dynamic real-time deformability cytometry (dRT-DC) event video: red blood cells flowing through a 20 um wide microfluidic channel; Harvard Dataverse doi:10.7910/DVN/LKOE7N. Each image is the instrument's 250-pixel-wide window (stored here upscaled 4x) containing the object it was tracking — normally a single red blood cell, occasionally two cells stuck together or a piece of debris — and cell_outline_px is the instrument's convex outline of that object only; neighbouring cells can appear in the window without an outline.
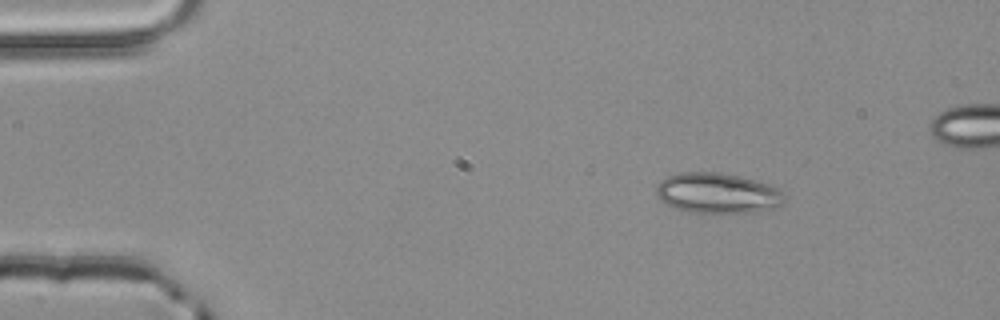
{"species": "common noctule bat (a hibernating species)", "species_latin": "Nyctalus noctula", "temperature_condition": "room temperature", "stored_images_in_passage": 3, "camera_frame_rate_fps": 3000, "um_per_image_px": 0.085, "animal": {"sex": "male", "body_mass_g": 20.4}, "frame": {"image": 1, "passage_image": 1, "time_ms": 0.0, "image_size_px": [1000, 320], "cell_outline_px": [[784, 204], [772, 208], [752, 212], [688, 212], [672, 208], [660, 200], [656, 196], [656, 184], [660, 180], [668, 176], [680, 172], [720, 172], [740, 176], [768, 184], [784, 192]], "centroid_in_image_um": [60.94, 16.41], "position_along_channel_um": 24.1, "area_um2": 30.29}}